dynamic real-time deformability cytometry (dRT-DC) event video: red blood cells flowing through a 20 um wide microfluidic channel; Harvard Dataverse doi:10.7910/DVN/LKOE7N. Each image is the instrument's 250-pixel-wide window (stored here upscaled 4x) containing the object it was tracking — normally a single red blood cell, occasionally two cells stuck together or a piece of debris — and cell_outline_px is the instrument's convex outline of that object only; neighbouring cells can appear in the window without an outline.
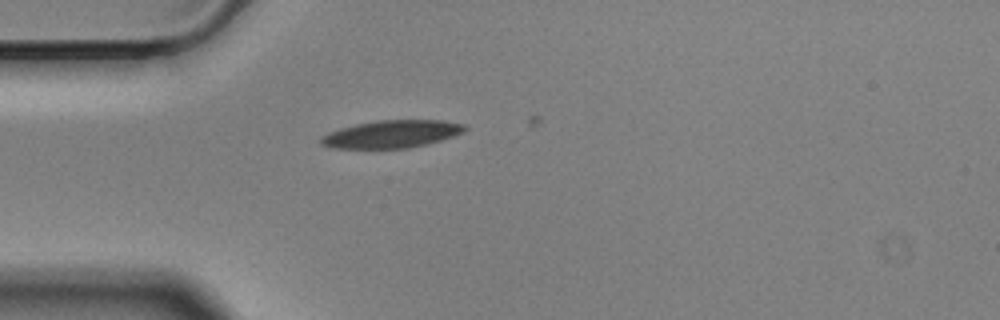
{"species": "Egyptian fruit bat (a non-hibernating species)", "species_latin": "Rousettus aegyptiacus", "temperature_condition": "cold", "stored_images_in_passage": 5, "camera_frame_rate_fps": 3000, "um_per_image_px": 0.085, "animal": {"sex": "male"}, "frame": {"image": 1, "passage_image": 1, "time_ms": 0.0, "image_size_px": [1000, 320], "cell_outline_px": [[468, 128], [464, 132], [428, 144], [408, 148], [332, 148], [320, 144], [320, 136], [328, 132], [340, 128], [356, 124], [380, 120], [440, 120], [464, 124]], "centroid_in_image_um": [33.27, 11.39], "position_along_channel_um": 51.7, "area_um2": 23.12}}